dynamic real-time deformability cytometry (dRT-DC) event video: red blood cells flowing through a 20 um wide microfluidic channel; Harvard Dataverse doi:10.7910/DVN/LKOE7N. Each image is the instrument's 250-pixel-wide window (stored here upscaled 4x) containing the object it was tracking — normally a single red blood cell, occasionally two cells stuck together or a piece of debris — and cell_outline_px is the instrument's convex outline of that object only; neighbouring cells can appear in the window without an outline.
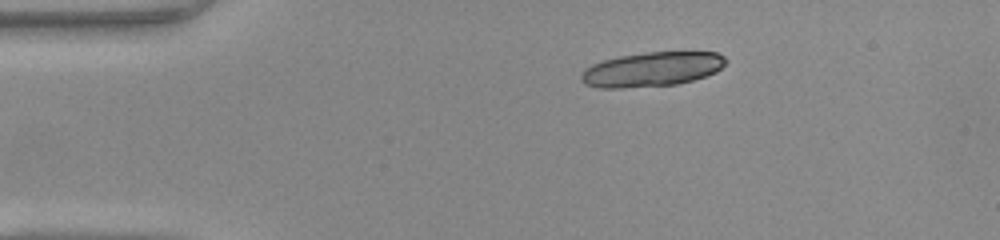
{"species": "common noctule bat (a hibernating species)", "species_latin": "Nyctalus noctula", "temperature_condition": "warm", "stored_images_in_passage": 40, "segment_of_instrument_passage": [1, 2], "camera_frame_rate_fps": 3000, "um_per_image_px": 0.085, "animal": {"sex": "female", "body_mass_g": 22.0, "forearm_length_mm": 56.7}, "frame": {"image": 1, "passage_image": 1, "time_ms": 0.0, "image_size_px": [1000, 240], "cell_outline_px": [[728, 60], [716, 72], [692, 80], [676, 84], [620, 88], [596, 88], [584, 84], [580, 80], [580, 76], [584, 68], [592, 64], [604, 60], [620, 56], [648, 52], [716, 52], [724, 56]], "centroid_in_image_um": [55.37, 5.89], "position_along_channel_um": 29.6, "area_um2": 29.02}}